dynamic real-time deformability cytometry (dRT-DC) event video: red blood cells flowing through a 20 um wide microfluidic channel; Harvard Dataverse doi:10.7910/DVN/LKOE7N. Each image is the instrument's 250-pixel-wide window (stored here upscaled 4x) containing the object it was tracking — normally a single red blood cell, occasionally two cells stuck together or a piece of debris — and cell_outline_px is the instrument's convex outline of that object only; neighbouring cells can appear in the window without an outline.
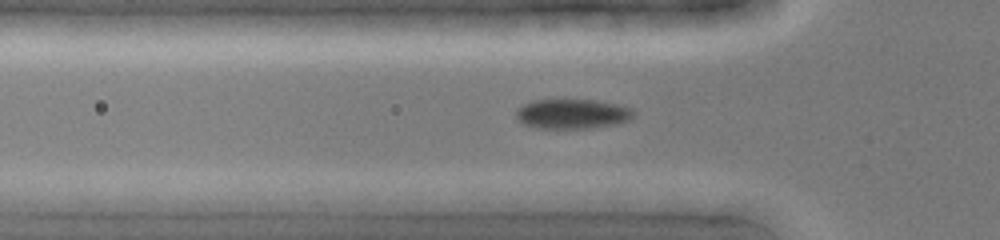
{"species": "common noctule bat (a hibernating species)", "species_latin": "Nyctalus noctula", "temperature_condition": "cold", "stored_images_in_passage": 5, "camera_frame_rate_fps": 3000, "um_per_image_px": 0.085, "animal": {"sex": "female", "body_mass_g": 19.0, "forearm_length_mm": 51.5}, "frame": {"image": 1, "passage_image": 5, "time_ms": 1.333, "image_size_px": [1000, 240], "cell_outline_px": [[636, 116], [628, 120], [616, 124], [588, 128], [540, 128], [524, 124], [516, 116], [516, 108], [532, 100], [596, 100], [616, 104], [632, 108]], "centroid_in_image_um": [48.66, 9.67], "position_along_channel_um": 77.1, "area_um2": 20.29}}